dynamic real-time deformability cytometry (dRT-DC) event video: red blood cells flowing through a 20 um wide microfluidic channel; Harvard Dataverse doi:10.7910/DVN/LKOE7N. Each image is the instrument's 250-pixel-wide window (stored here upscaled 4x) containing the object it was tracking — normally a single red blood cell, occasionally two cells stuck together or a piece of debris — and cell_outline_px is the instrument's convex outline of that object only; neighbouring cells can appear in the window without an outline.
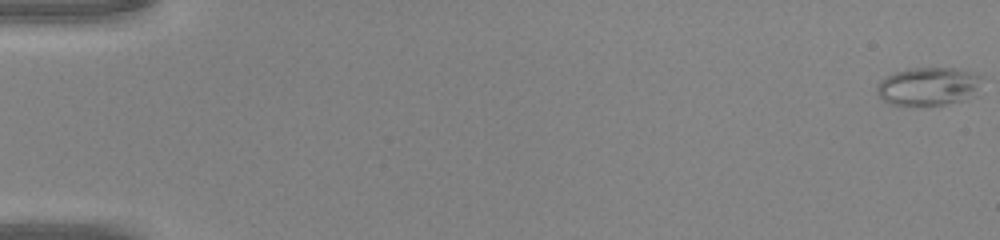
{"species": "common noctule bat (a hibernating species)", "species_latin": "Nyctalus noctula", "temperature_condition": "warm", "stored_images_in_passage": 48, "camera_frame_rate_fps": 3000, "um_per_image_px": 0.085, "animal": {"sex": "male", "body_mass_g": 20.0, "forearm_length_mm": 53.3}, "frame": {"image": 1, "passage_image": 1, "time_ms": 0.0, "image_size_px": [1000, 240], "cell_outline_px": [[984, 76], [976, 96], [964, 100], [944, 104], [892, 104], [884, 100], [876, 92], [876, 88], [880, 80], [896, 72], [908, 68], [956, 68]], "centroid_in_image_um": [78.98, 7.32], "position_along_channel_um": 6.0, "area_um2": 23.29}}
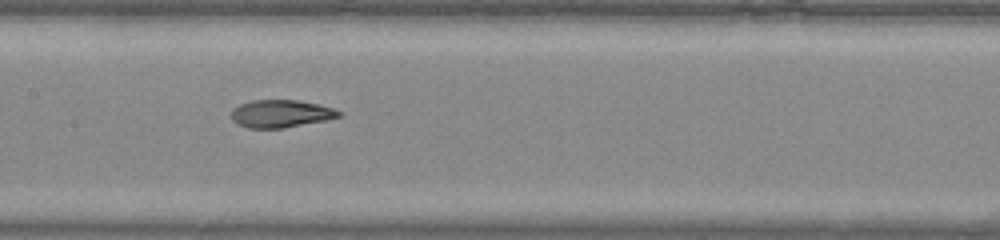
{"frame": {"image": 2, "passage_image": 25, "time_ms": 8.0, "image_size_px": [1000, 240], "cell_outline_px": [[344, 112], [340, 116], [324, 120], [284, 128], [248, 128], [236, 124], [232, 120], [232, 108], [240, 104], [252, 100], [296, 100], [320, 104]], "centroid_in_image_um": [23.85, 9.66], "position_along_channel_um": 183.5, "area_um2": 17.34}}
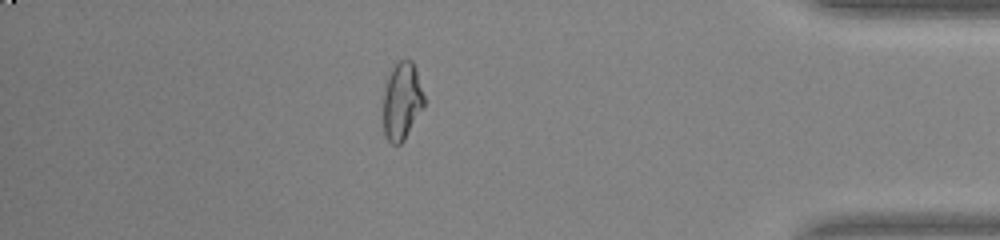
{"frame": {"image": 3, "passage_image": 42, "time_ms": 13.667, "image_size_px": [1000, 240], "cell_outline_px": [[424, 104], [404, 140], [400, 144], [392, 144], [384, 136], [384, 84], [396, 60], [412, 60], [416, 68], [424, 96]], "centroid_in_image_um": [34.14, 8.56], "position_along_channel_um": 401.1, "area_um2": 18.38}}